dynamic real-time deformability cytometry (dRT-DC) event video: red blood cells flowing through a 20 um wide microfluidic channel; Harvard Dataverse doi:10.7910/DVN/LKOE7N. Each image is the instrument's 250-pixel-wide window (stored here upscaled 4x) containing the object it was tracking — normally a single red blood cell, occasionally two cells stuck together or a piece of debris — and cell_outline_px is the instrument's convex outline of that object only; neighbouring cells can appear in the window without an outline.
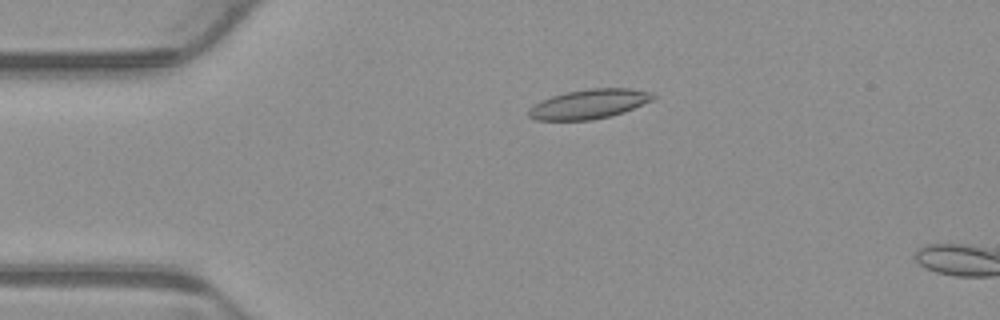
{"species": "common noctule bat (a hibernating species)", "species_latin": "Nyctalus noctula", "temperature_condition": "warm", "stored_images_in_passage": 3, "camera_frame_rate_fps": 3000, "um_per_image_px": 0.085, "animal": {"sex": "male", "body_mass_g": 23.1, "forearm_length_mm": 52.7}, "frame": {"image": 1, "passage_image": 2, "time_ms": 0.333, "image_size_px": [1000, 320], "cell_outline_px": [[656, 96], [652, 100], [624, 112], [592, 120], [536, 120], [528, 116], [528, 108], [540, 100], [564, 92], [588, 88], [632, 88], [652, 92]], "centroid_in_image_um": [50.05, 8.83], "position_along_channel_um": 34.9, "area_um2": 21.5}}